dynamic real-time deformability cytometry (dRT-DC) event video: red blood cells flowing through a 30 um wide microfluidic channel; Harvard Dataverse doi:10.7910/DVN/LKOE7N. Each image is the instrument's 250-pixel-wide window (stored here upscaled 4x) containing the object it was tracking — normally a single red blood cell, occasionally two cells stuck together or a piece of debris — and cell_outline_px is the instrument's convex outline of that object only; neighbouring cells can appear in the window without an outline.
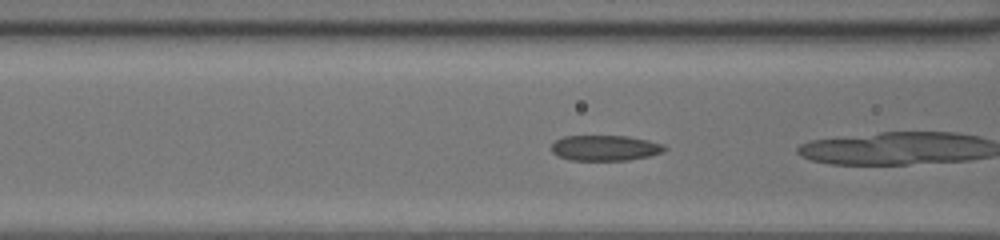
{"species": "common noctule bat (a hibernating species)", "species_latin": "Nyctalus noctula", "temperature_condition": "room temperature", "stored_images_in_passage": 14, "camera_frame_rate_fps": 3000, "um_per_image_px": 0.085, "animal": {"sex": "female", "body_mass_g": 20.0, "forearm_length_mm": 54.0}, "frame": {"image": 1, "passage_image": 12, "time_ms": 3.667, "image_size_px": [1000, 240], "cell_outline_px": [[668, 148], [664, 152], [648, 156], [628, 160], [568, 160], [556, 156], [552, 152], [552, 144], [556, 140], [564, 136], [628, 136], [648, 140], [664, 144]], "centroid_in_image_um": [51.44, 12.58], "position_along_channel_um": 115.2, "area_um2": 16.94}}